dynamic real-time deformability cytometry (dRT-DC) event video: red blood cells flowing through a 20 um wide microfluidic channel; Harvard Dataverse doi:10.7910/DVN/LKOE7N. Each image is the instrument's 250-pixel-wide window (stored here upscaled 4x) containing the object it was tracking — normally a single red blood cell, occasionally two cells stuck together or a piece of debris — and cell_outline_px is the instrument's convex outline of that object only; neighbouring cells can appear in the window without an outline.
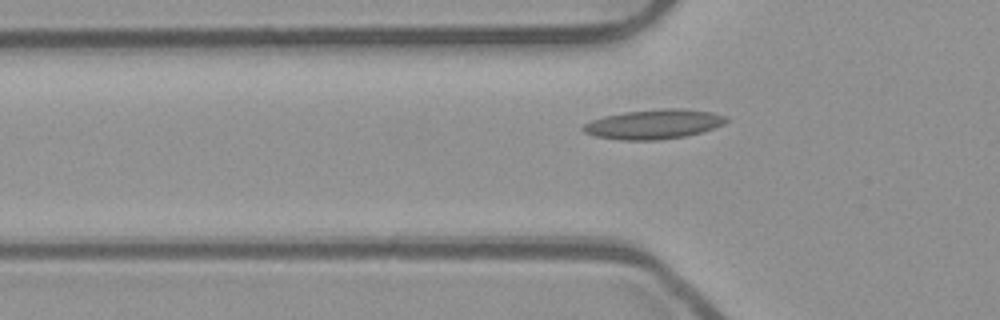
{"species": "common noctule bat (a hibernating species)", "species_latin": "Nyctalus noctula", "temperature_condition": "room temperature", "stored_images_in_passage": 35, "camera_frame_rate_fps": 3000, "um_per_image_px": 0.085, "animal": {"sex": "male", "body_mass_g": 23.1, "forearm_length_mm": 52.7}, "frame": {"image": 1, "passage_image": 3, "time_ms": 0.667, "image_size_px": [1000, 320], "cell_outline_px": [[728, 120], [724, 124], [700, 132], [684, 136], [656, 140], [620, 140], [596, 136], [584, 132], [580, 128], [584, 124], [592, 120], [604, 116], [624, 112], [664, 108], [680, 108], [712, 112], [728, 116]], "centroid_in_image_um": [55.56, 10.55], "position_along_channel_um": 70.2, "area_um2": 24.57}}
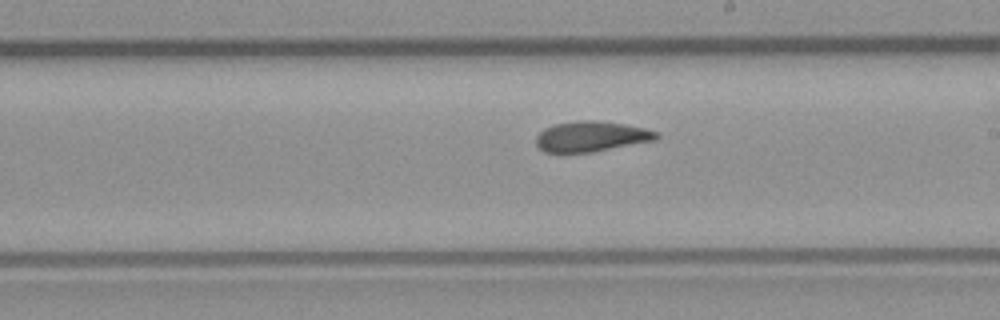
{"frame": {"image": 2, "passage_image": 16, "time_ms": 5.0, "image_size_px": [1000, 320], "cell_outline_px": [[660, 136], [656, 140], [592, 152], [544, 152], [536, 144], [536, 136], [544, 128], [556, 124], [580, 120], [592, 120], [624, 124], [644, 128], [660, 132]], "centroid_in_image_um": [50.28, 11.6], "position_along_channel_um": 238.7, "area_um2": 21.21}}
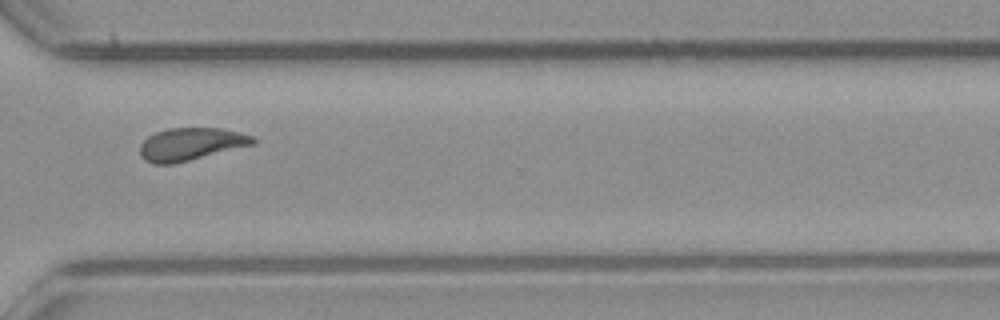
{"frame": {"image": 3, "passage_image": 25, "time_ms": 8.0, "image_size_px": [1000, 320], "cell_outline_px": [[256, 144], [172, 164], [152, 164], [144, 160], [140, 156], [140, 144], [148, 136], [156, 132], [168, 128], [220, 128], [240, 132], [252, 136], [256, 140]], "centroid_in_image_um": [16.21, 12.25], "position_along_channel_um": 354.4, "area_um2": 21.5}, "authors_computed_cell_mechanics": {"area_um2": 21.3282, "velocity_mm_per_s": 3.863, "shape_relaxation_time_tau1_ms": null, "shape_relaxation_time_tau2_ms": 2.8681, "deformation_change_tau1": null, "deformation_change_tau2": 0.0774}}